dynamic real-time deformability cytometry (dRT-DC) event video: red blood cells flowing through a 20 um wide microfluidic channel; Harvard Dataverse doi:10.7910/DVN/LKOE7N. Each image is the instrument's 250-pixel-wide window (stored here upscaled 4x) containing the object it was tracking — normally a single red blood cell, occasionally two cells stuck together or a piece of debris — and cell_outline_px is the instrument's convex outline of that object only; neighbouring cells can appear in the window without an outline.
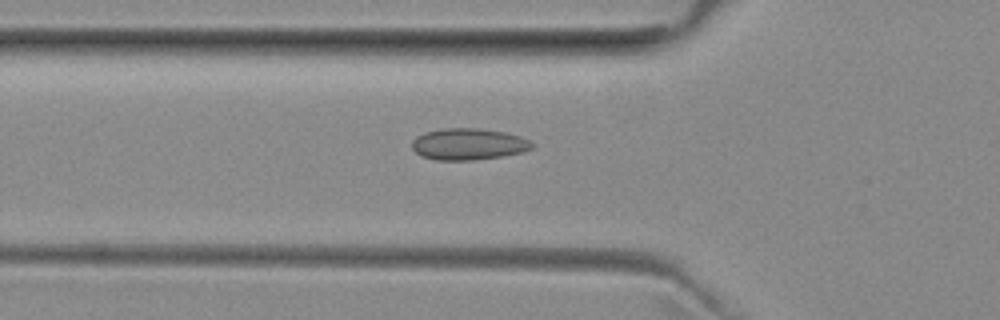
{"species": "common noctule bat (a hibernating species)", "species_latin": "Nyctalus noctula", "temperature_condition": "room temperature", "stored_images_in_passage": 37, "camera_frame_rate_fps": 3000, "um_per_image_px": 0.085, "animal": {"sex": "female", "body_mass_g": 29.2, "forearm_length_mm": 56.3}, "frame": {"image": 1, "passage_image": 3, "time_ms": 0.667, "image_size_px": [1000, 320], "cell_outline_px": [[536, 144], [532, 148], [520, 152], [500, 156], [472, 160], [436, 160], [424, 156], [416, 152], [412, 148], [412, 140], [416, 136], [424, 132], [444, 128], [480, 128], [504, 132], [520, 136]], "centroid_in_image_um": [39.8, 12.24], "position_along_channel_um": 86.0, "area_um2": 21.96}}
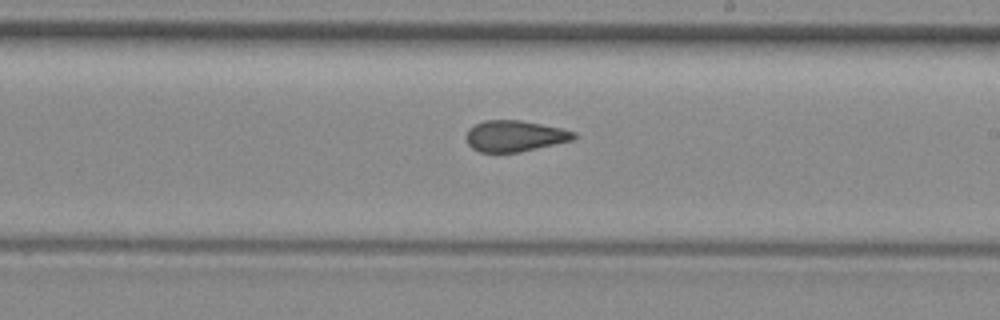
{"frame": {"image": 2, "passage_image": 15, "time_ms": 4.667, "image_size_px": [1000, 320], "cell_outline_px": [[576, 136], [572, 140], [520, 152], [480, 152], [472, 148], [468, 144], [468, 128], [484, 120], [520, 120], [560, 128], [576, 132]], "centroid_in_image_um": [43.75, 11.56], "position_along_channel_um": 245.2, "area_um2": 19.25}}
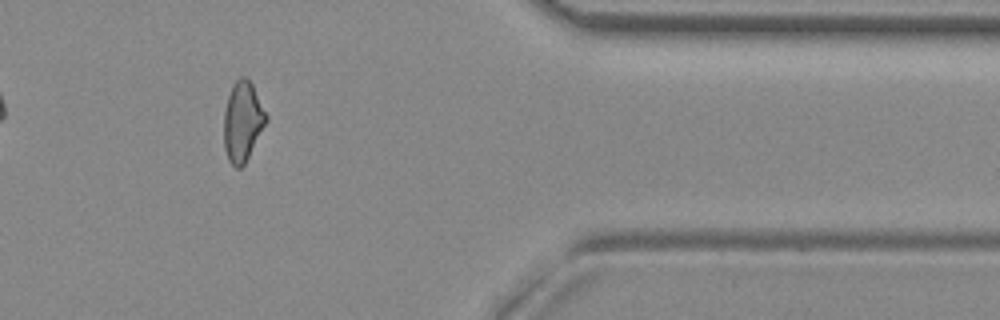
{"frame": {"image": 3, "passage_image": 28, "time_ms": 9.0, "image_size_px": [1000, 320], "cell_outline_px": [[268, 120], [244, 164], [240, 168], [236, 168], [228, 160], [224, 148], [224, 112], [228, 96], [232, 84], [240, 76], [244, 76], [252, 84], [268, 116]], "centroid_in_image_um": [20.62, 10.32], "position_along_channel_um": 390.8, "area_um2": 19.59}, "authors_computed_cell_mechanics": {"area_um2": 19.8254, "velocity_mm_per_s": 3.9715, "shape_relaxation_time_tau1_ms": null, "shape_relaxation_time_tau2_ms": 1.9685, "deformation_change_tau1": null, "deformation_change_tau2": 0.0881}}